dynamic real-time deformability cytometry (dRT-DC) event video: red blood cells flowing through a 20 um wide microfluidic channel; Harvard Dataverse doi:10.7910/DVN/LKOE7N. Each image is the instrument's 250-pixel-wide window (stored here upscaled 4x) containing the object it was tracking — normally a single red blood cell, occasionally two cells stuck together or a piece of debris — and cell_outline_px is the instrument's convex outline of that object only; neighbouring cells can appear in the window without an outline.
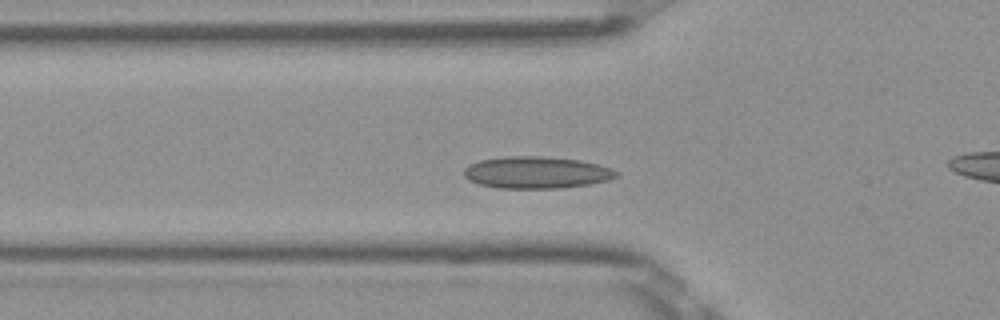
{"species": "Egyptian fruit bat (a non-hibernating species)", "species_latin": "Rousettus aegyptiacus", "temperature_condition": "room temperature", "stored_images_in_passage": 49, "camera_frame_rate_fps": 3000, "um_per_image_px": 0.085, "frame": {"image": 1, "passage_image": 13, "time_ms": 4.0, "image_size_px": [1000, 320], "cell_outline_px": [[620, 172], [616, 176], [608, 180], [588, 184], [560, 188], [500, 188], [480, 184], [468, 180], [464, 176], [464, 168], [468, 164], [480, 160], [504, 156], [544, 156], [580, 160], [596, 164]], "centroid_in_image_um": [45.55, 14.65], "position_along_channel_um": 80.2, "area_um2": 28.26}}
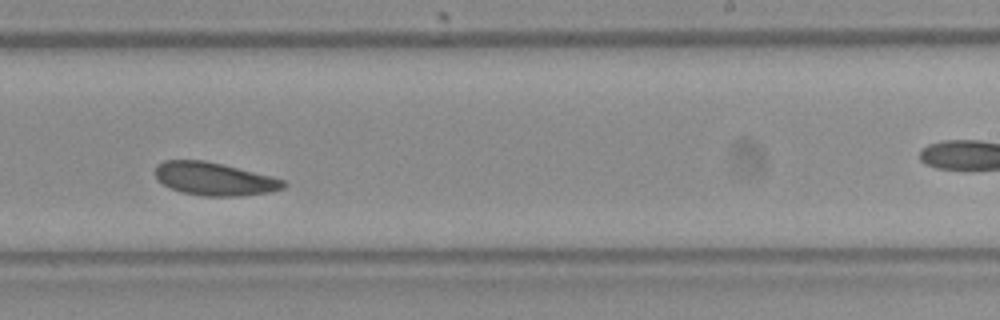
{"frame": {"image": 2, "passage_image": 28, "time_ms": 9.0, "image_size_px": [1000, 320], "cell_outline_px": [[288, 184], [284, 188], [268, 192], [240, 196], [204, 196], [180, 192], [156, 180], [156, 164], [164, 160], [204, 160], [272, 176], [284, 180]], "centroid_in_image_um": [18.21, 15.21], "position_along_channel_um": 270.8, "area_um2": 24.62}}
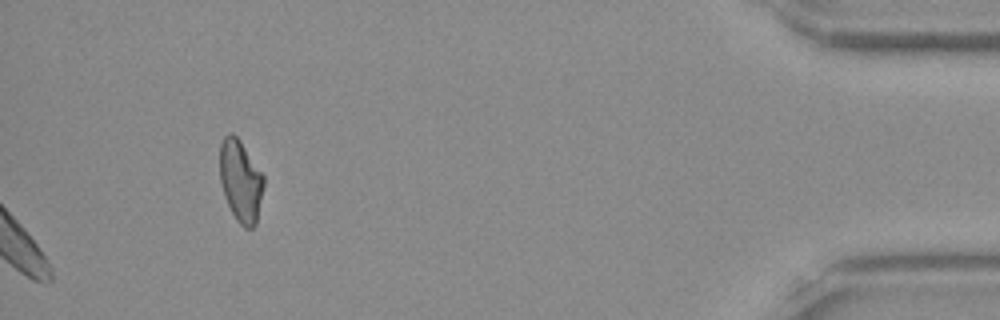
{"frame": {"image": 3, "passage_image": 49, "time_ms": 16.0, "image_size_px": [1000, 320], "cell_outline_px": [[264, 184], [256, 224], [252, 228], [244, 228], [236, 220], [224, 196], [220, 180], [220, 144], [224, 136], [228, 132], [232, 132], [240, 140], [264, 176]], "centroid_in_image_um": [20.44, 15.37], "position_along_channel_um": 414.8, "area_um2": 20.92}, "authors_computed_cell_mechanics": {"area_um2": 25.0852, "velocity_mm_per_s": 3.8058, "shape_relaxation_time_tau1_ms": 4.2798, "shape_relaxation_time_tau2_ms": null, "deformation_change_tau1": 0.0545, "deformation_change_tau2": null}}